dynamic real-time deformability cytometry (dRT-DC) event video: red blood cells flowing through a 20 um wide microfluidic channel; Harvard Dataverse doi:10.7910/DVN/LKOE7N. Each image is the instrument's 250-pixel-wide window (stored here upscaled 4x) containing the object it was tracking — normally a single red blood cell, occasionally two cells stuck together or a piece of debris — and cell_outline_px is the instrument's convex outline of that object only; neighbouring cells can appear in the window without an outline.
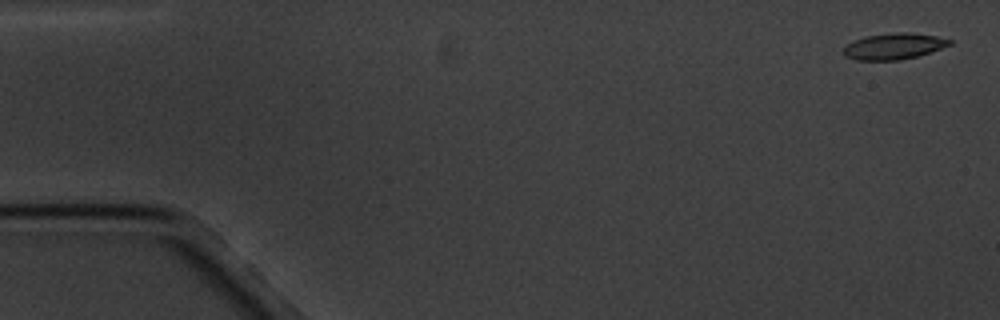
{"species": "common noctule bat (a hibernating species)", "species_latin": "Nyctalus noctula", "temperature_condition": "cold", "stored_images_in_passage": 5, "camera_frame_rate_fps": 3000, "um_per_image_px": 0.085, "animal": {"sex": "male", "body_mass_g": 20.1, "forearm_length_mm": 53.5}, "frame": {"image": 1, "passage_image": 1, "time_ms": 0.0, "image_size_px": [1000, 320], "cell_outline_px": [[952, 44], [916, 56], [900, 60], [856, 60], [844, 56], [844, 48], [848, 44], [856, 40], [868, 36], [896, 32], [908, 32], [936, 36], [952, 40]], "centroid_in_image_um": [75.98, 3.93], "position_along_channel_um": 9.0, "area_um2": 15.84}}
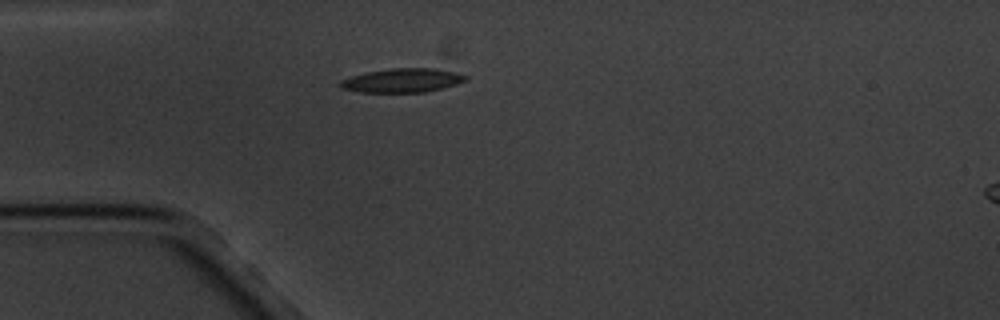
{"frame": {"image": 2, "passage_image": 5, "time_ms": 4.667, "image_size_px": [1000, 320], "cell_outline_px": [[468, 80], [456, 84], [424, 92], [360, 92], [340, 88], [336, 84], [340, 80], [352, 76], [368, 72], [388, 68], [436, 68], [456, 72], [468, 76]], "centroid_in_image_um": [34.18, 6.83], "position_along_channel_um": 50.8, "area_um2": 17.57}}